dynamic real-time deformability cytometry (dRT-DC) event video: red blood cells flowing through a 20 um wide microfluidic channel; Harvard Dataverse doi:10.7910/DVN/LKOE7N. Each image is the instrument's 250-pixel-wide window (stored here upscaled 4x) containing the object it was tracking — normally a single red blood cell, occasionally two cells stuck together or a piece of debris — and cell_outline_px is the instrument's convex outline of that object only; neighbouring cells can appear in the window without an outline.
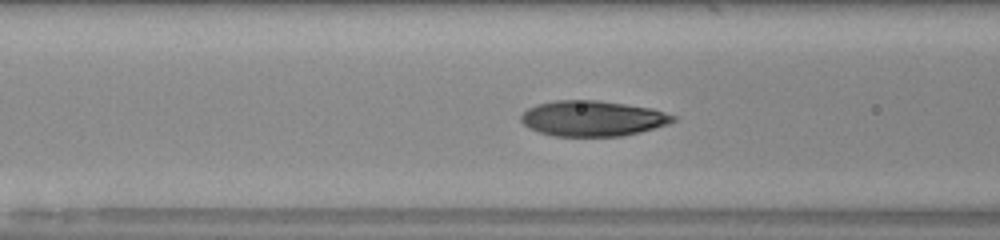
{"species": "human", "species_latin": "Homo sapiens", "temperature_condition": "room temperature", "stored_images_in_passage": 38, "camera_frame_rate_fps": 3000, "um_per_image_px": 0.085, "donor": {"sex": "male"}, "frame": {"image": 1, "passage_image": 17, "time_ms": 5.333, "image_size_px": [1000, 240], "cell_outline_px": [[676, 120], [668, 124], [640, 132], [620, 136], [552, 136], [528, 128], [520, 120], [520, 116], [528, 108], [536, 104], [556, 100], [600, 100], [652, 108], [676, 116]], "centroid_in_image_um": [50.36, 10.06], "position_along_channel_um": 116.2, "area_um2": 31.56}}